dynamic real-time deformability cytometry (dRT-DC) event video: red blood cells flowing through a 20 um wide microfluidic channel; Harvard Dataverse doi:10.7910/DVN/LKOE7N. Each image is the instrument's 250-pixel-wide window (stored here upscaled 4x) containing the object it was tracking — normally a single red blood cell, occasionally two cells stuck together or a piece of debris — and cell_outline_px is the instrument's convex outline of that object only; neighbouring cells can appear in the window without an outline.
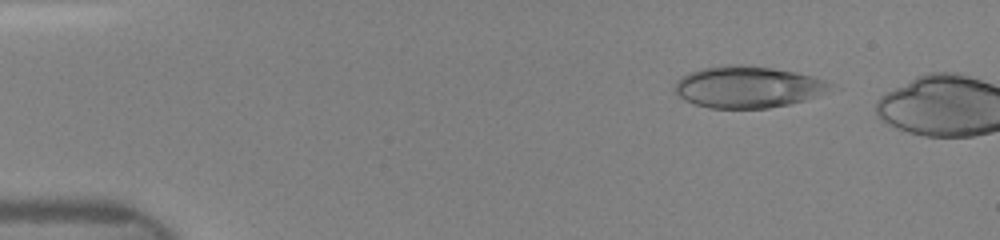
{"species": "human", "species_latin": "Homo sapiens", "temperature_condition": "room temperature", "stored_images_in_passage": 4, "camera_frame_rate_fps": 3000, "um_per_image_px": 0.085, "donor": {"sex": "female"}, "frame": {"image": 1, "passage_image": 3, "time_ms": 1.667, "image_size_px": [1000, 240], "cell_outline_px": [[832, 84], [828, 88], [816, 96], [804, 100], [788, 104], [768, 108], [708, 108], [684, 100], [672, 92], [672, 88], [676, 80], [680, 76], [688, 72], [704, 68], [728, 64], [740, 64], [772, 68], [796, 72], [812, 76], [824, 80]], "centroid_in_image_um": [63.45, 7.39], "position_along_channel_um": 21.6, "area_um2": 37.74}}